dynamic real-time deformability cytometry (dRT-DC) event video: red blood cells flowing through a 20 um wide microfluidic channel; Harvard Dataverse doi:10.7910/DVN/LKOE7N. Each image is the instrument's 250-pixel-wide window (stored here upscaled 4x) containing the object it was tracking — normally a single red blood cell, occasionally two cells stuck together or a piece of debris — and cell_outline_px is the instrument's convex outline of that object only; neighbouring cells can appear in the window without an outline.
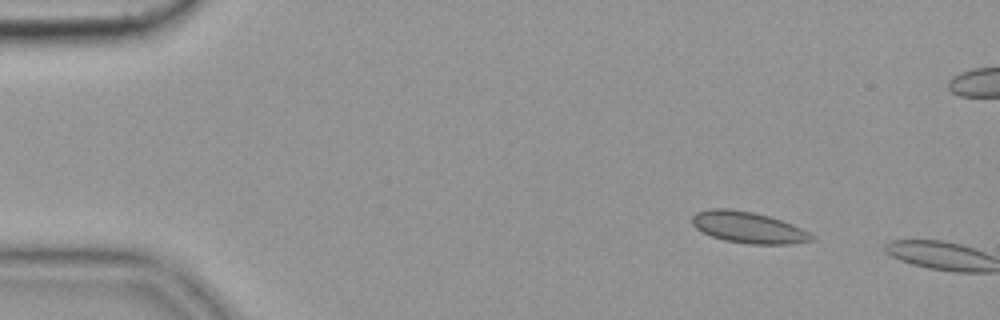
{"species": "common noctule bat (a hibernating species)", "species_latin": "Nyctalus noctula", "temperature_condition": "cold", "stored_images_in_passage": 8, "camera_frame_rate_fps": 3000, "um_per_image_px": 0.085, "animal": {"sex": "female", "body_mass_g": 19.9}, "frame": {"image": 1, "passage_image": 6, "time_ms": 1.667, "image_size_px": [1000, 320], "cell_outline_px": [[816, 240], [792, 244], [748, 244], [724, 240], [712, 236], [696, 228], [692, 224], [692, 216], [696, 212], [712, 208], [728, 208], [752, 212], [768, 216], [792, 224], [816, 236]], "centroid_in_image_um": [63.62, 19.34], "position_along_channel_um": 21.4, "area_um2": 21.79}}